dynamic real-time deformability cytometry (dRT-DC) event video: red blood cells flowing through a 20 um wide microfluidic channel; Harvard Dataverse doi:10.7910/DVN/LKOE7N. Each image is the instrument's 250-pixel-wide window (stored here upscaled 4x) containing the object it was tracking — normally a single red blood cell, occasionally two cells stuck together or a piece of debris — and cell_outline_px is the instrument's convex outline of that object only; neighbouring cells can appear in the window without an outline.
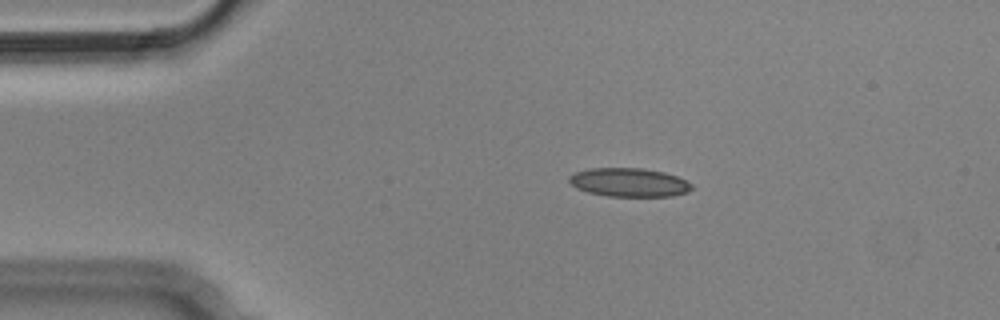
{"species": "Egyptian fruit bat (a non-hibernating species)", "species_latin": "Rousettus aegyptiacus", "temperature_condition": "cold", "stored_images_in_passage": 4, "camera_frame_rate_fps": 3000, "um_per_image_px": 0.085, "animal": {"sex": "male"}, "frame": {"image": 1, "passage_image": 2, "time_ms": 0.333, "image_size_px": [1000, 320], "cell_outline_px": [[692, 188], [688, 192], [672, 196], [608, 196], [588, 192], [576, 188], [568, 180], [568, 176], [576, 172], [588, 168], [644, 168], [664, 172], [676, 176], [692, 184]], "centroid_in_image_um": [53.46, 15.5], "position_along_channel_um": 31.5, "area_um2": 20.46}}